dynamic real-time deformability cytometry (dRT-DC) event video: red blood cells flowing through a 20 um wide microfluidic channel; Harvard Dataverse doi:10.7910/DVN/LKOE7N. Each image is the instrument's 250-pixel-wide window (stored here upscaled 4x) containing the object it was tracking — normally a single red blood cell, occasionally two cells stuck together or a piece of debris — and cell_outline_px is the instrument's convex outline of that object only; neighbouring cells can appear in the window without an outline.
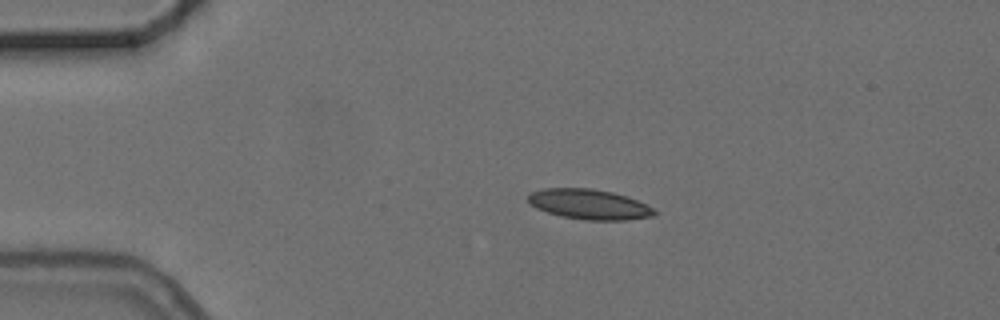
{"species": "common noctule bat (a hibernating species)", "species_latin": "Nyctalus noctula", "temperature_condition": "cold", "stored_images_in_passage": 6, "camera_frame_rate_fps": 3000, "um_per_image_px": 0.085, "animal": {"sex": "female", "body_mass_g": 24.6, "forearm_length_mm": 56.2}, "frame": {"image": 1, "passage_image": 3, "time_ms": 2.667, "image_size_px": [1000, 320], "cell_outline_px": [[656, 216], [628, 220], [584, 220], [564, 216], [548, 212], [536, 208], [528, 200], [528, 196], [532, 192], [544, 188], [592, 188], [612, 192], [636, 200], [656, 208]], "centroid_in_image_um": [50.13, 17.37], "position_along_channel_um": 34.9, "area_um2": 22.08}}